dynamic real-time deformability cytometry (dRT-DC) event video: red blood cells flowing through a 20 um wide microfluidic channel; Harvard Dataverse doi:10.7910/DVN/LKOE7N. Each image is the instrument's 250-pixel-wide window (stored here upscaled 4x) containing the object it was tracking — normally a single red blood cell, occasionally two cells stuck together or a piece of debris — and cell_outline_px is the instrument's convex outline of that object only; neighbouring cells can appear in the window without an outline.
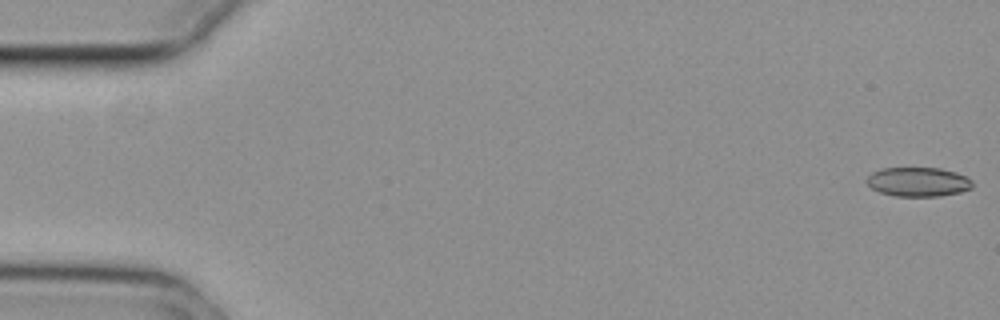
{"species": "common noctule bat (a hibernating species)", "species_latin": "Nyctalus noctula", "temperature_condition": "cold", "stored_images_in_passage": 55, "camera_frame_rate_fps": 3000, "um_per_image_px": 0.085, "animal": {"sex": "female", "body_mass_g": 29.2, "forearm_length_mm": 56.3}, "frame": {"image": 1, "passage_image": 1, "time_ms": 0.0, "image_size_px": [1000, 320], "cell_outline_px": [[972, 188], [960, 192], [940, 196], [896, 196], [880, 192], [872, 188], [864, 180], [872, 172], [880, 168], [940, 168], [956, 172], [968, 176], [972, 180]], "centroid_in_image_um": [78.05, 15.45], "position_along_channel_um": 6.9, "area_um2": 18.15}}
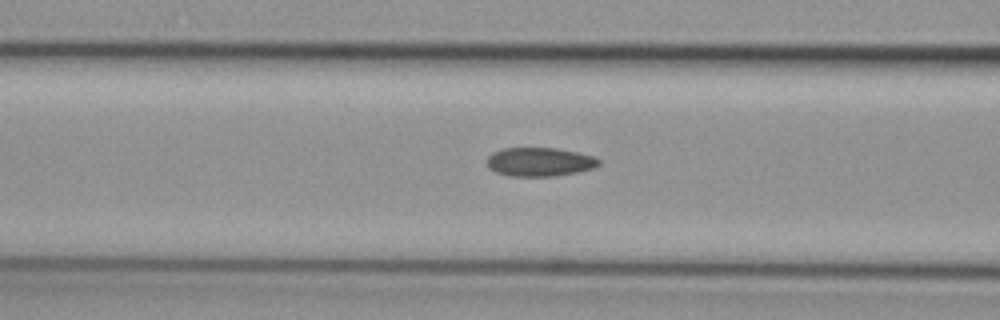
{"frame": {"image": 2, "passage_image": 22, "time_ms": 7.0, "image_size_px": [1000, 320], "cell_outline_px": [[600, 164], [592, 168], [576, 172], [552, 176], [508, 176], [496, 172], [488, 168], [488, 156], [492, 152], [504, 148], [556, 148], [596, 156], [600, 160]], "centroid_in_image_um": [45.86, 13.75], "position_along_channel_um": 120.7, "area_um2": 18.73}}
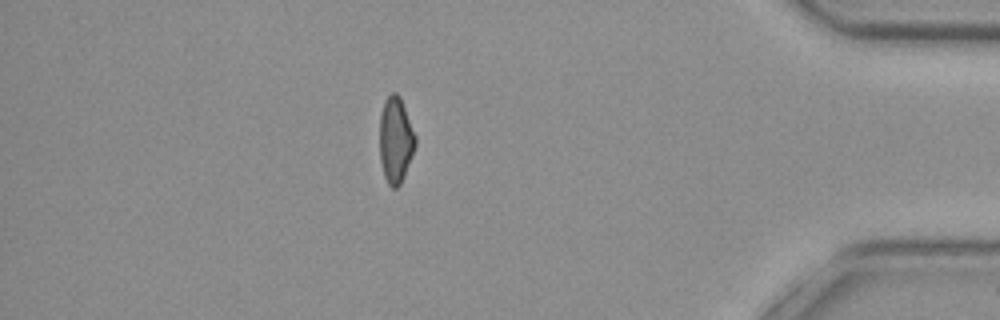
{"frame": {"image": 3, "passage_image": 48, "time_ms": 15.667, "image_size_px": [1000, 320], "cell_outline_px": [[416, 144], [404, 176], [400, 184], [396, 188], [392, 188], [388, 184], [384, 176], [380, 160], [380, 116], [384, 100], [392, 92], [396, 92], [400, 96], [416, 136]], "centroid_in_image_um": [33.62, 11.89], "position_along_channel_um": 401.6, "area_um2": 17.86}, "authors_computed_cell_mechanics": {"area_um2": 18.7272, "velocity_mm_per_s": 3.7586, "shape_relaxation_time_tau1_ms": null, "shape_relaxation_time_tau2_ms": 2.7723, "deformation_change_tau1": null, "deformation_change_tau2": 0.0694}}